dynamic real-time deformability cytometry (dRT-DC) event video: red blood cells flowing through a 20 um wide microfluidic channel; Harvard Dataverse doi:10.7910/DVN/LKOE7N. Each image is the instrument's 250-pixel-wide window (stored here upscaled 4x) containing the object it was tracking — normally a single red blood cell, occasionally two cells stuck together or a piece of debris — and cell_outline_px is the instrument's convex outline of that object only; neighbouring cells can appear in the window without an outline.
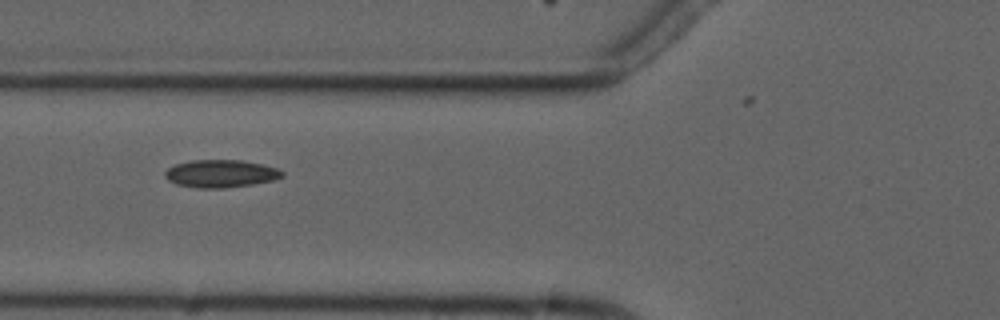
{"species": "common noctule bat (a hibernating species)", "species_latin": "Nyctalus noctula", "temperature_condition": "cold", "stored_images_in_passage": 4, "camera_frame_rate_fps": 3000, "um_per_image_px": 0.085, "animal": {"sex": "male", "forearm_length_mm": 52.5}, "frame": {"image": 1, "passage_image": 4, "time_ms": 3.667, "image_size_px": [1000, 320], "cell_outline_px": [[284, 176], [272, 180], [252, 184], [224, 188], [200, 188], [176, 184], [168, 180], [164, 176], [164, 172], [168, 168], [176, 164], [192, 160], [240, 160], [260, 164], [276, 168], [284, 172]], "centroid_in_image_um": [18.74, 14.76], "position_along_channel_um": 107.1, "area_um2": 18.73}}